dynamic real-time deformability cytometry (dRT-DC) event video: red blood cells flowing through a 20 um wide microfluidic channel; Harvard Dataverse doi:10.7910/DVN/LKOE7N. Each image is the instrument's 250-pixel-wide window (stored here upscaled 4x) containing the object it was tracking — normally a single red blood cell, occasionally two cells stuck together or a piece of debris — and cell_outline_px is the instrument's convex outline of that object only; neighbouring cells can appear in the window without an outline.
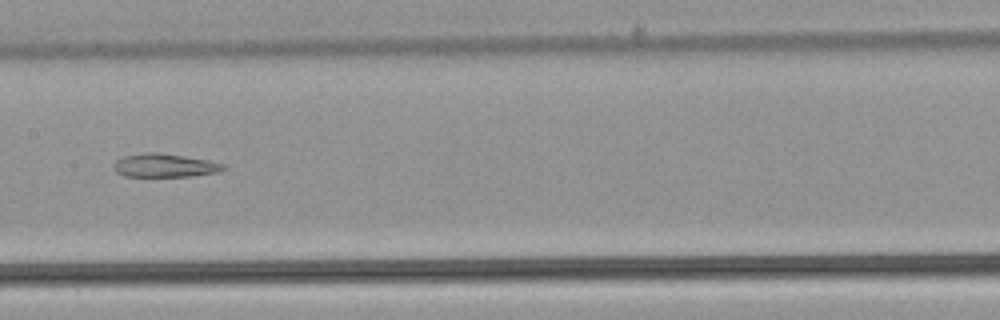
{"species": "common noctule bat (a hibernating species)", "species_latin": "Nyctalus noctula", "temperature_condition": "warm", "stored_images_in_passage": 49, "segment_of_instrument_passage": [2, 2], "camera_frame_rate_fps": 3000, "um_per_image_px": 0.085, "animal": {"sex": "male", "body_mass_g": 21.5, "forearm_length_mm": 52.0}, "frame": {"image": 1, "passage_image": 27, "time_ms": 8.667, "image_size_px": [1000, 320], "cell_outline_px": [[228, 168], [220, 172], [192, 176], [124, 176], [116, 172], [112, 168], [112, 164], [116, 160], [124, 156], [148, 152], [156, 152], [184, 156], [208, 160], [224, 164]], "centroid_in_image_um": [14.0, 14.07], "position_along_channel_um": 193.4, "area_um2": 15.09}}
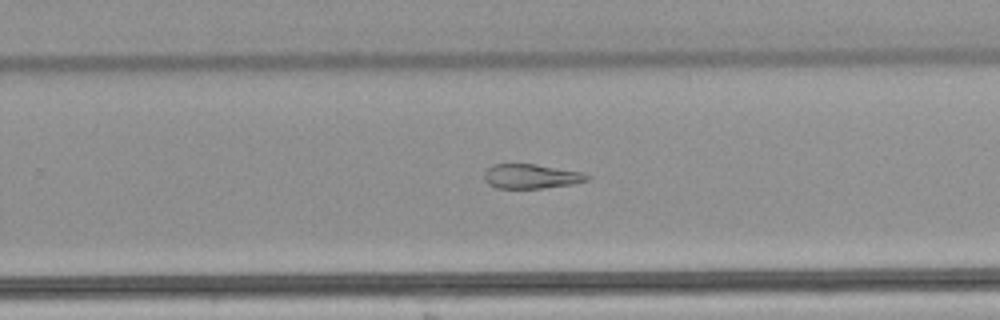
{"frame": {"image": 2, "passage_image": 34, "time_ms": 11.0, "image_size_px": [1000, 320], "cell_outline_px": [[592, 176], [588, 180], [572, 184], [540, 188], [496, 188], [488, 184], [484, 180], [484, 172], [492, 164], [536, 164], [580, 172]], "centroid_in_image_um": [45.11, 14.98], "position_along_channel_um": 284.7, "area_um2": 14.62}}
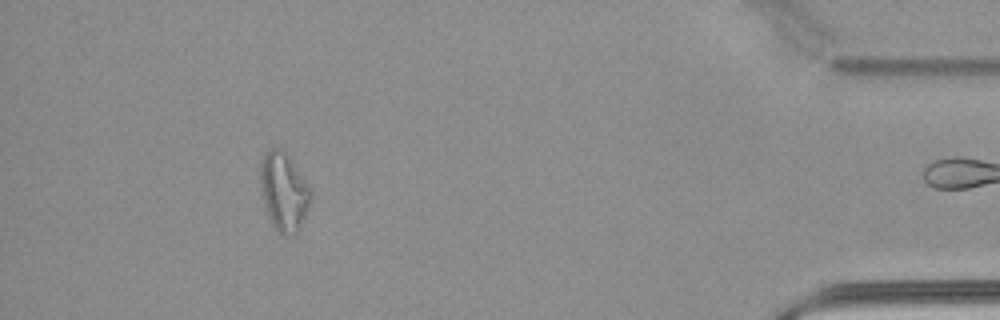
{"frame": {"image": 3, "passage_image": 48, "time_ms": 15.667, "image_size_px": [1000, 320], "cell_outline_px": [[312, 192], [304, 216], [296, 232], [292, 236], [284, 236], [272, 224], [268, 216], [260, 188], [260, 168], [264, 156], [268, 148], [280, 148], [292, 160], [312, 188]], "centroid_in_image_um": [24.12, 16.26], "position_along_channel_um": 411.1, "area_um2": 22.72}}